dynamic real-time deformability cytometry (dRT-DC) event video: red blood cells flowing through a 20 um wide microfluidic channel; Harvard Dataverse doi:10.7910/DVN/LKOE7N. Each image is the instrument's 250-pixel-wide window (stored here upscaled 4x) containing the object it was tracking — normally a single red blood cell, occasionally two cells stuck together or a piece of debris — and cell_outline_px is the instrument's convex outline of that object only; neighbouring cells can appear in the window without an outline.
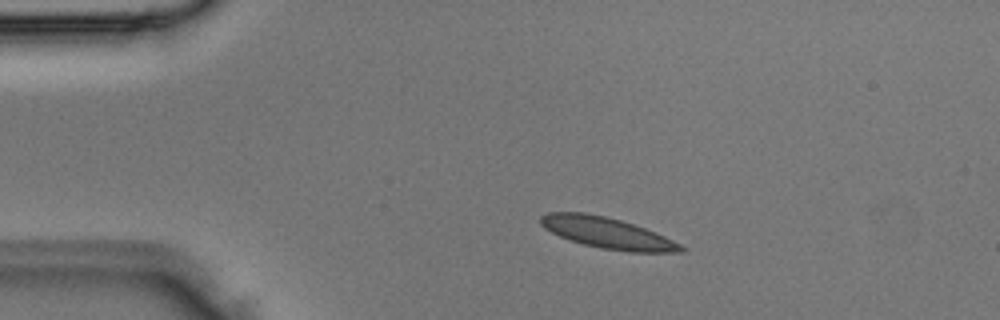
{"species": "Egyptian fruit bat (a non-hibernating species)", "species_latin": "Rousettus aegyptiacus", "temperature_condition": "room temperature", "stored_images_in_passage": 2, "camera_frame_rate_fps": 3000, "um_per_image_px": 0.085, "animal": {"sex": "male"}, "frame": {"image": 1, "passage_image": 2, "time_ms": 0.333, "image_size_px": [1000, 320], "cell_outline_px": [[688, 248], [684, 252], [628, 252], [600, 248], [584, 244], [560, 236], [544, 228], [540, 224], [540, 216], [548, 212], [584, 212], [604, 216], [620, 220], [656, 232]], "centroid_in_image_um": [51.63, 19.8], "position_along_channel_um": 33.4, "area_um2": 25.26}}